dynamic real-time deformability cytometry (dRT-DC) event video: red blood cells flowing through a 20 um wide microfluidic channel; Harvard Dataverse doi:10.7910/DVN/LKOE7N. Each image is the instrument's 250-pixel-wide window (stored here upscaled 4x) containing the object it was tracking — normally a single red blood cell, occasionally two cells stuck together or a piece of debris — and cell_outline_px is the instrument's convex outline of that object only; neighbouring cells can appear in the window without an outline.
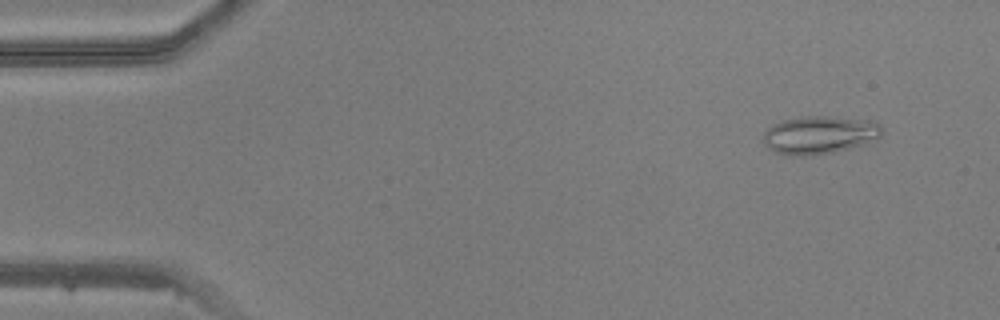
{"species": "common noctule bat (a hibernating species)", "species_latin": "Nyctalus noctula", "temperature_condition": "warm", "stored_images_in_passage": 48, "camera_frame_rate_fps": 3000, "um_per_image_px": 0.085, "animal": {"sex": "male", "body_mass_g": 20.5, "forearm_length_mm": 52.5}, "frame": {"image": 1, "passage_image": 4, "time_ms": 1.0, "image_size_px": [1000, 320], "cell_outline_px": [[880, 136], [860, 144], [848, 148], [832, 152], [808, 156], [792, 156], [776, 152], [768, 148], [764, 144], [764, 132], [772, 124], [784, 120], [800, 116], [824, 116], [872, 120], [880, 124]], "centroid_in_image_um": [69.59, 11.46], "position_along_channel_um": 15.4, "area_um2": 25.95}}
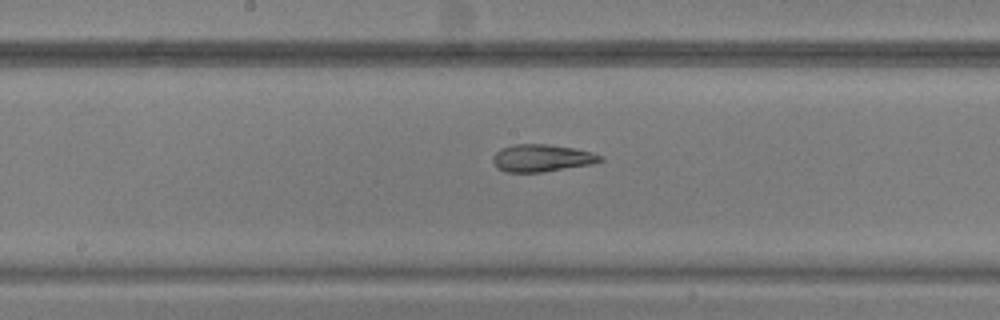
{"frame": {"image": 2, "passage_image": 25, "time_ms": 8.0, "image_size_px": [1000, 320], "cell_outline_px": [[604, 160], [592, 164], [544, 172], [504, 172], [492, 160], [492, 156], [500, 148], [516, 144], [548, 144], [572, 148], [592, 152], [604, 156]], "centroid_in_image_um": [46.08, 13.43], "position_along_channel_um": 202.1, "area_um2": 17.11}}
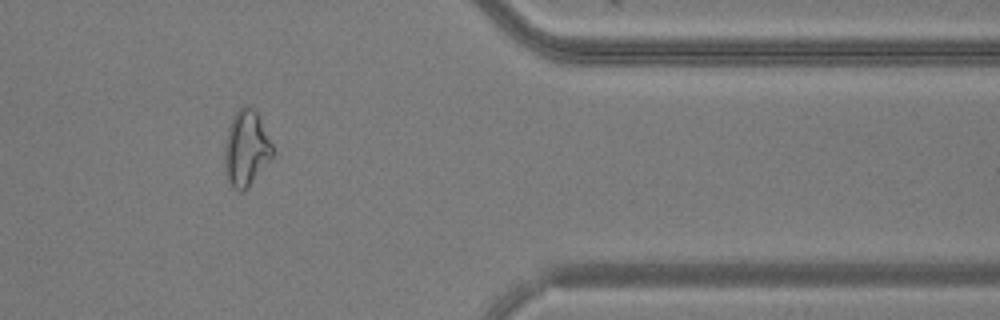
{"frame": {"image": 3, "passage_image": 40, "time_ms": 13.0, "image_size_px": [1000, 320], "cell_outline_px": [[272, 156], [248, 188], [244, 192], [240, 192], [228, 180], [224, 168], [224, 144], [228, 128], [232, 116], [244, 104], [248, 104], [256, 112], [272, 144]], "centroid_in_image_um": [20.89, 12.6], "position_along_channel_um": 390.5, "area_um2": 20.98}}